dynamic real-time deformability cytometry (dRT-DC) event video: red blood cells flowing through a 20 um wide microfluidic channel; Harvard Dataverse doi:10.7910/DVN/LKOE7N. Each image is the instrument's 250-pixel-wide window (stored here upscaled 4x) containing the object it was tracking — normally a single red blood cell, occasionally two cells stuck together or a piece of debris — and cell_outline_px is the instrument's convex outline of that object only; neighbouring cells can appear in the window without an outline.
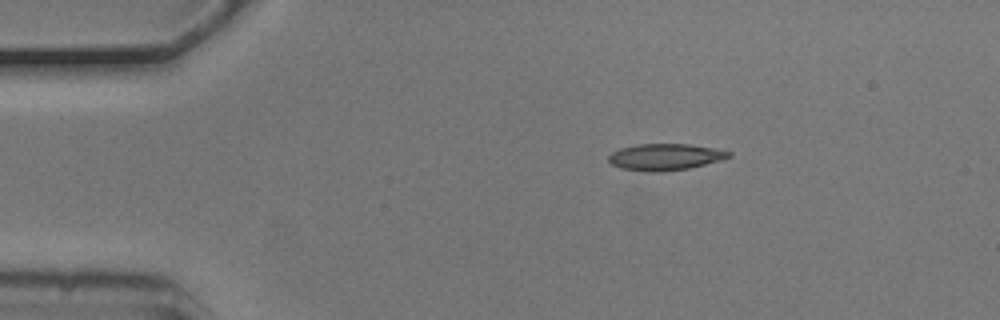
{"species": "common noctule bat (a hibernating species)", "species_latin": "Nyctalus noctula", "temperature_condition": "cold", "stored_images_in_passage": 4, "camera_frame_rate_fps": 3000, "um_per_image_px": 0.085, "animal": {"sex": "male", "body_mass_g": 20.5, "forearm_length_mm": 52.5}, "frame": {"image": 1, "passage_image": 1, "time_ms": 0.0, "image_size_px": [1000, 320], "cell_outline_px": [[732, 156], [720, 160], [688, 168], [660, 172], [648, 172], [620, 168], [612, 164], [608, 160], [608, 156], [612, 152], [620, 148], [636, 144], [688, 144], [712, 148], [732, 152]], "centroid_in_image_um": [56.5, 13.34], "position_along_channel_um": 28.5, "area_um2": 18.5}}
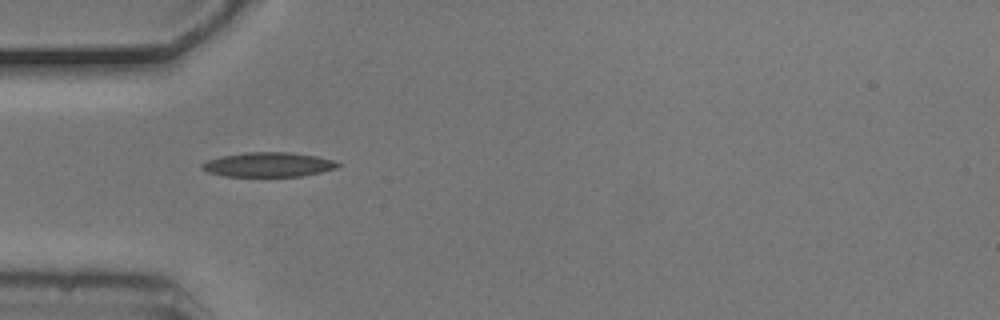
{"frame": {"image": 2, "passage_image": 3, "time_ms": 0.667, "image_size_px": [1000, 320], "cell_outline_px": [[344, 164], [336, 168], [304, 176], [224, 176], [208, 172], [200, 168], [200, 164], [208, 160], [224, 156], [244, 152], [292, 152], [316, 156], [336, 160]], "centroid_in_image_um": [22.86, 13.99], "position_along_channel_um": 62.1, "area_um2": 19.54}}
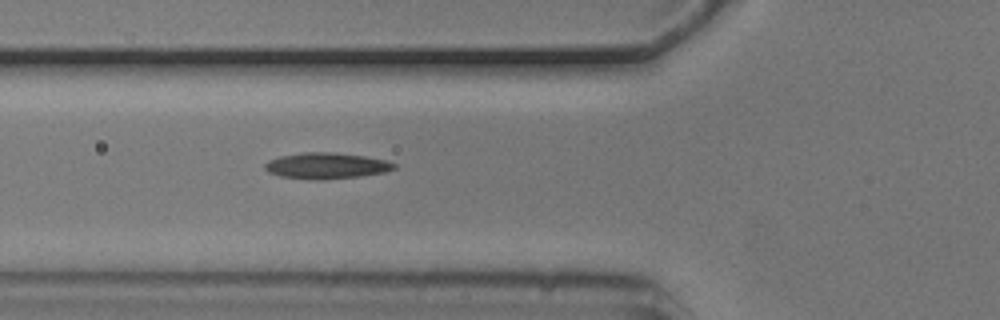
{"frame": {"image": 3, "passage_image": 4, "time_ms": 1.0, "image_size_px": [1000, 320], "cell_outline_px": [[396, 168], [384, 172], [360, 176], [320, 180], [312, 180], [280, 176], [268, 172], [264, 168], [264, 164], [268, 160], [280, 156], [304, 152], [332, 152], [364, 156], [384, 160], [396, 164]], "centroid_in_image_um": [27.7, 14.09], "position_along_channel_um": 98.1, "area_um2": 19.59}}